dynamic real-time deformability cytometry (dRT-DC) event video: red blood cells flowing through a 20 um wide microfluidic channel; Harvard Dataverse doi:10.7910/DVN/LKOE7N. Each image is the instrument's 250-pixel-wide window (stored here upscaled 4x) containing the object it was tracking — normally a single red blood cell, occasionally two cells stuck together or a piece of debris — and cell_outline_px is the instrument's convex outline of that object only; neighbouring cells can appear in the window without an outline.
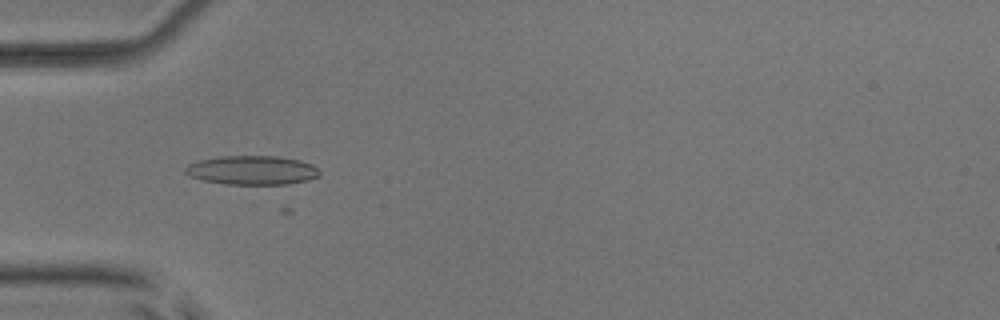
{"species": "common noctule bat (a hibernating species)", "species_latin": "Nyctalus noctula", "temperature_condition": "room temperature", "stored_images_in_passage": 14, "camera_frame_rate_fps": 3000, "um_per_image_px": 0.085, "animal": {"sex": "male", "body_mass_g": 17.9, "forearm_length_mm": 54.2}, "frame": {"image": 1, "passage_image": 6, "time_ms": 1.667, "image_size_px": [1000, 320], "cell_outline_px": [[320, 176], [308, 180], [288, 184], [224, 184], [204, 180], [192, 176], [184, 172], [184, 168], [188, 164], [196, 160], [220, 156], [280, 156], [300, 160], [312, 164], [320, 172]], "centroid_in_image_um": [21.43, 14.46], "position_along_channel_um": 63.6, "area_um2": 22.83}}
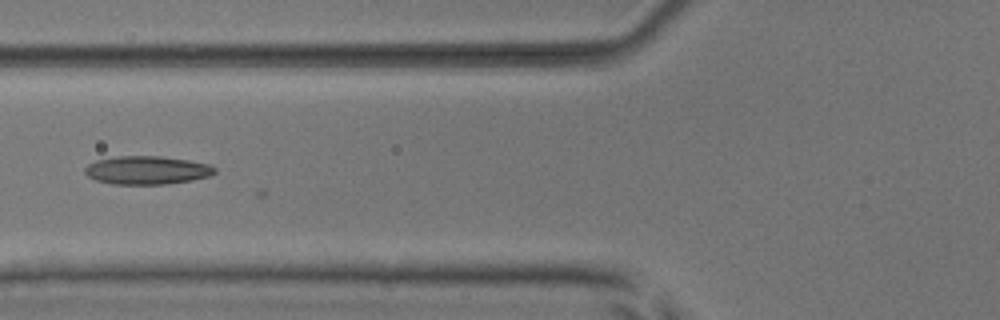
{"frame": {"image": 2, "passage_image": 10, "time_ms": 3.0, "image_size_px": [1000, 320], "cell_outline_px": [[216, 172], [208, 176], [192, 180], [164, 184], [112, 184], [96, 180], [88, 176], [84, 172], [84, 168], [88, 164], [96, 160], [116, 156], [160, 156], [188, 160], [208, 164], [216, 168]], "centroid_in_image_um": [12.46, 14.46], "position_along_channel_um": 113.3, "area_um2": 21.39}}
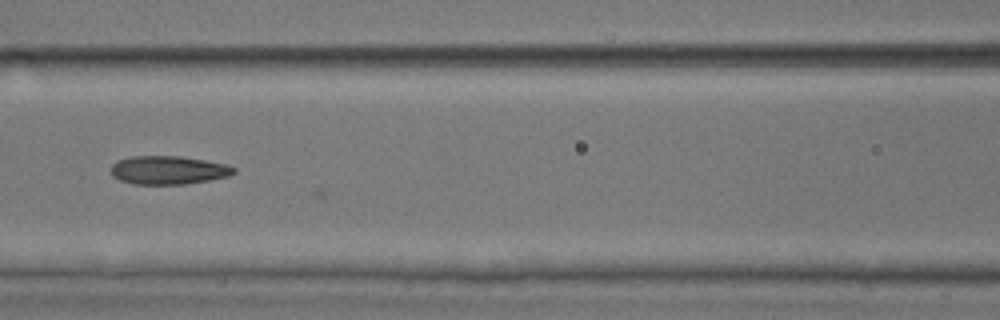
{"frame": {"image": 3, "passage_image": 13, "time_ms": 4.0, "image_size_px": [1000, 320], "cell_outline_px": [[236, 172], [228, 176], [208, 180], [184, 184], [132, 184], [120, 180], [112, 176], [112, 164], [116, 160], [128, 156], [180, 156], [228, 164], [236, 168]], "centroid_in_image_um": [14.29, 14.45], "position_along_channel_um": 152.3, "area_um2": 20.46}}